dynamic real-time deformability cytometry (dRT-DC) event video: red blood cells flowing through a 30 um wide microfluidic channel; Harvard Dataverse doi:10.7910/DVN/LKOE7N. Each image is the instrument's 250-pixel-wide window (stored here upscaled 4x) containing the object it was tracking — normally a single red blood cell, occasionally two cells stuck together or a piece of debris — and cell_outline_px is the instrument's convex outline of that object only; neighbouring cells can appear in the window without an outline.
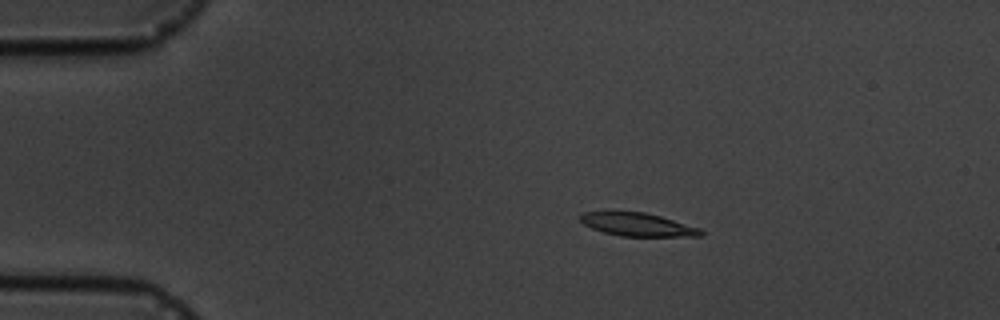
{"species": "common noctule bat (a hibernating species)", "species_latin": "Nyctalus noctula", "temperature_condition": "cold", "stored_images_in_passage": 14, "camera_frame_rate_fps": 3000, "um_per_image_px": 0.085, "animal": {"sex": "male", "body_mass_g": 19.5, "forearm_length_mm": 54.6}, "frame": {"image": 1, "passage_image": 4, "time_ms": 3.333, "image_size_px": [1000, 320], "cell_outline_px": [[704, 236], [620, 236], [604, 232], [592, 228], [584, 224], [580, 220], [580, 216], [584, 212], [644, 212], [660, 216], [700, 228], [704, 232]], "centroid_in_image_um": [54.22, 19.09], "position_along_channel_um": 30.8, "area_um2": 16.07}}
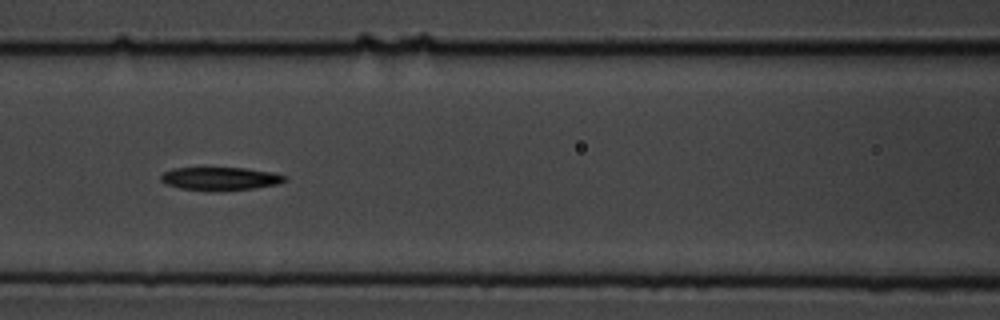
{"frame": {"image": 2, "passage_image": 8, "time_ms": 8.0, "image_size_px": [1000, 320], "cell_outline_px": [[288, 180], [276, 184], [256, 188], [216, 192], [212, 192], [180, 188], [164, 184], [160, 180], [160, 176], [164, 172], [172, 168], [244, 168], [276, 172], [288, 176]], "centroid_in_image_um": [18.74, 15.2], "position_along_channel_um": 147.9, "area_um2": 17.17}}
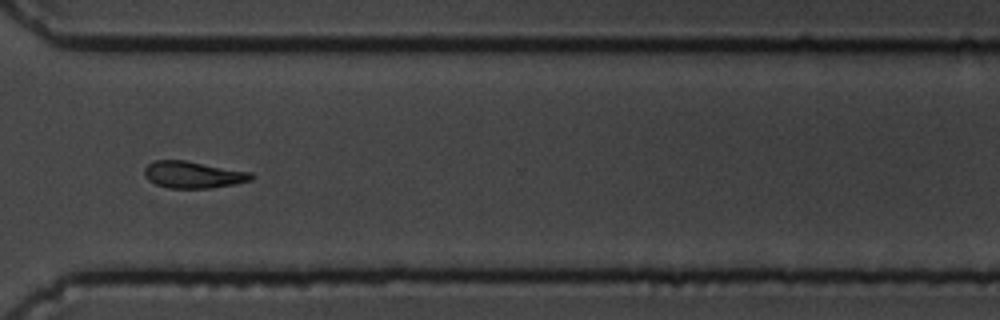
{"frame": {"image": 3, "passage_image": 13, "time_ms": 13.667, "image_size_px": [1000, 320], "cell_outline_px": [[252, 180], [236, 184], [212, 188], [168, 188], [156, 184], [148, 180], [144, 176], [144, 168], [152, 160], [184, 160], [252, 172]], "centroid_in_image_um": [16.4, 14.85], "position_along_channel_um": 354.2, "area_um2": 16.82}}